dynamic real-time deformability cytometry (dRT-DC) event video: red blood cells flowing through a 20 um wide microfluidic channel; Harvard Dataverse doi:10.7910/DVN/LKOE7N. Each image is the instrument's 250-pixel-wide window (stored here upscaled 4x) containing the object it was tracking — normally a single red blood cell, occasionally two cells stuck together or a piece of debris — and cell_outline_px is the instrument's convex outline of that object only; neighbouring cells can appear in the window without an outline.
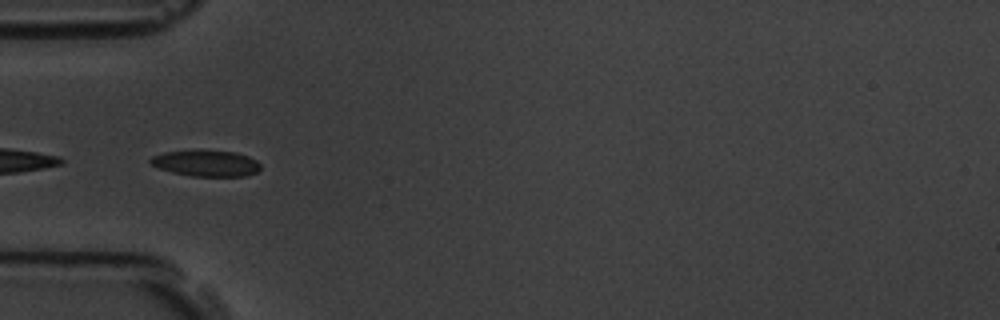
{"species": "common noctule bat (a hibernating species)", "species_latin": "Nyctalus noctula", "temperature_condition": "room temperature", "stored_images_in_passage": 7, "camera_frame_rate_fps": 3000, "um_per_image_px": 0.085, "animal": {"sex": "male", "body_mass_g": 19.5, "forearm_length_mm": 54.6}, "frame": {"image": 1, "passage_image": 5, "time_ms": 4.333, "image_size_px": [1000, 320], "cell_outline_px": [[260, 168], [256, 172], [248, 176], [192, 176], [172, 172], [160, 168], [152, 164], [148, 160], [152, 156], [164, 152], [196, 148], [200, 148], [236, 152], [248, 156], [256, 160], [260, 164]], "centroid_in_image_um": [17.51, 13.84], "position_along_channel_um": 67.5, "area_um2": 17.28}}
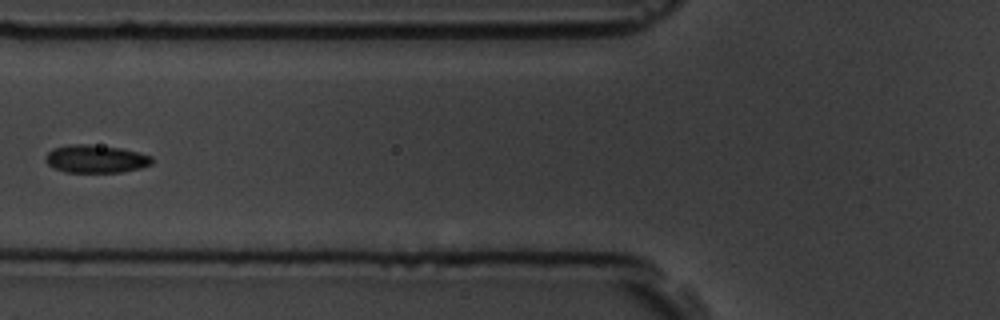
{"frame": {"image": 2, "passage_image": 6, "time_ms": 5.667, "image_size_px": [1000, 320], "cell_outline_px": [[152, 164], [140, 168], [120, 172], [64, 172], [48, 164], [44, 160], [44, 156], [52, 148], [68, 144], [88, 144], [120, 148], [152, 156]], "centroid_in_image_um": [8.1, 13.5], "position_along_channel_um": 117.7, "area_um2": 17.28}}
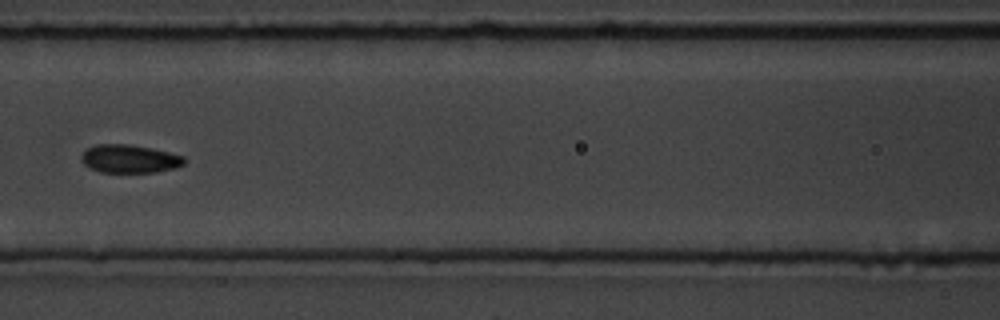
{"frame": {"image": 3, "passage_image": 7, "time_ms": 6.667, "image_size_px": [1000, 320], "cell_outline_px": [[184, 164], [176, 168], [156, 172], [100, 172], [84, 164], [80, 160], [80, 156], [88, 148], [96, 144], [128, 144], [152, 148], [184, 156]], "centroid_in_image_um": [11.01, 13.5], "position_along_channel_um": 155.6, "area_um2": 16.88}}